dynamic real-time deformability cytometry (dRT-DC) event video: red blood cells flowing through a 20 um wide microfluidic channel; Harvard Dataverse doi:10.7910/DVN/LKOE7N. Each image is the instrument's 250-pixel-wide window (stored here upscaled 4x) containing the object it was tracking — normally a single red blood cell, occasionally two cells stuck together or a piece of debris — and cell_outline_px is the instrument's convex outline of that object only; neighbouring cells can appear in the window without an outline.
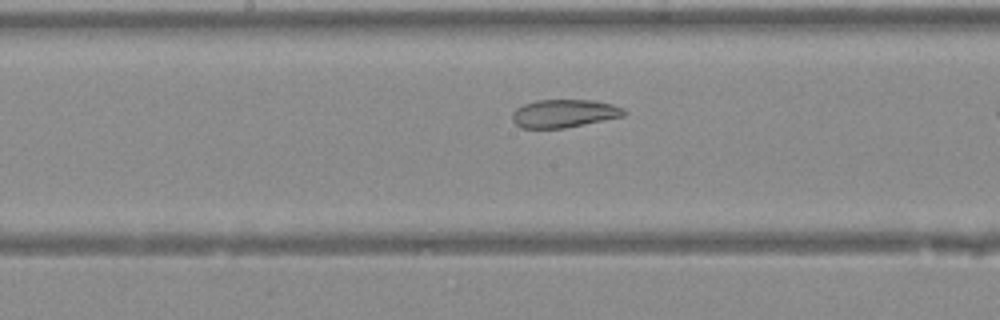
{"species": "Egyptian fruit bat (a non-hibernating species)", "species_latin": "Rousettus aegyptiacus", "temperature_condition": "warm", "stored_images_in_passage": 22, "camera_frame_rate_fps": 3000, "um_per_image_px": 0.085, "animal": {"sex": "female"}, "frame": {"image": 1, "passage_image": 10, "time_ms": 3.0, "image_size_px": [1000, 320], "cell_outline_px": [[628, 112], [624, 116], [564, 128], [520, 128], [512, 120], [512, 112], [516, 108], [524, 104], [536, 100], [592, 100], [612, 104], [624, 108]], "centroid_in_image_um": [47.94, 9.64], "position_along_channel_um": 200.3, "area_um2": 18.32}}
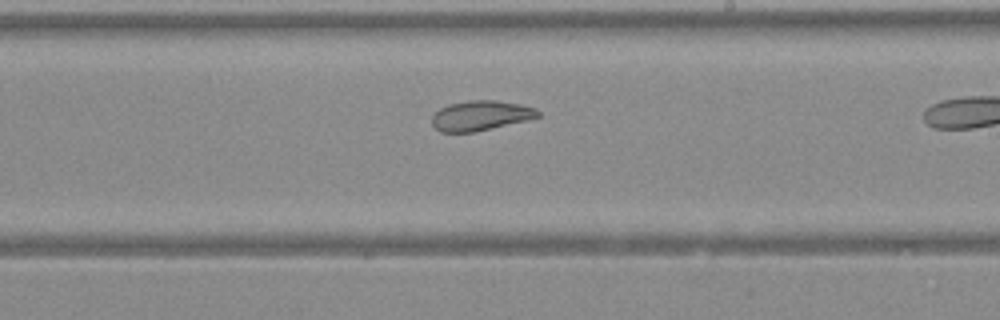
{"frame": {"image": 2, "passage_image": 13, "time_ms": 4.0, "image_size_px": [1000, 320], "cell_outline_px": [[540, 116], [528, 120], [472, 132], [440, 132], [432, 124], [432, 116], [440, 108], [448, 104], [468, 100], [496, 100], [520, 104], [536, 108], [540, 112]], "centroid_in_image_um": [40.86, 9.81], "position_along_channel_um": 248.1, "area_um2": 18.44}}
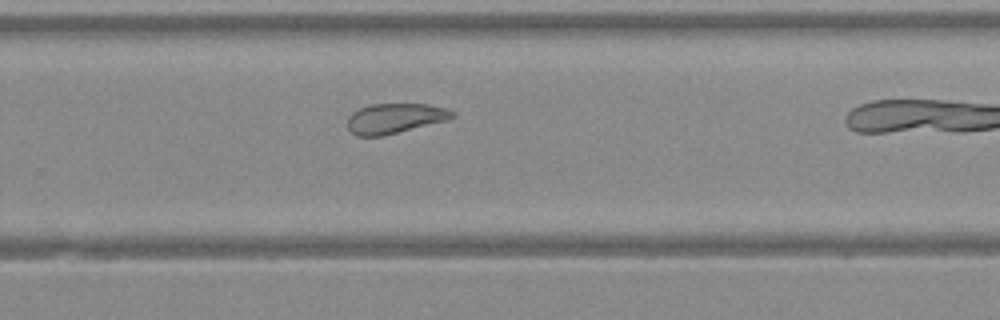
{"frame": {"image": 3, "passage_image": 16, "time_ms": 5.0, "image_size_px": [1000, 320], "cell_outline_px": [[456, 116], [448, 120], [384, 136], [356, 136], [348, 128], [348, 116], [352, 112], [360, 108], [372, 104], [428, 104], [444, 108], [452, 112]], "centroid_in_image_um": [33.55, 10.07], "position_along_channel_um": 296.2, "area_um2": 18.32}}